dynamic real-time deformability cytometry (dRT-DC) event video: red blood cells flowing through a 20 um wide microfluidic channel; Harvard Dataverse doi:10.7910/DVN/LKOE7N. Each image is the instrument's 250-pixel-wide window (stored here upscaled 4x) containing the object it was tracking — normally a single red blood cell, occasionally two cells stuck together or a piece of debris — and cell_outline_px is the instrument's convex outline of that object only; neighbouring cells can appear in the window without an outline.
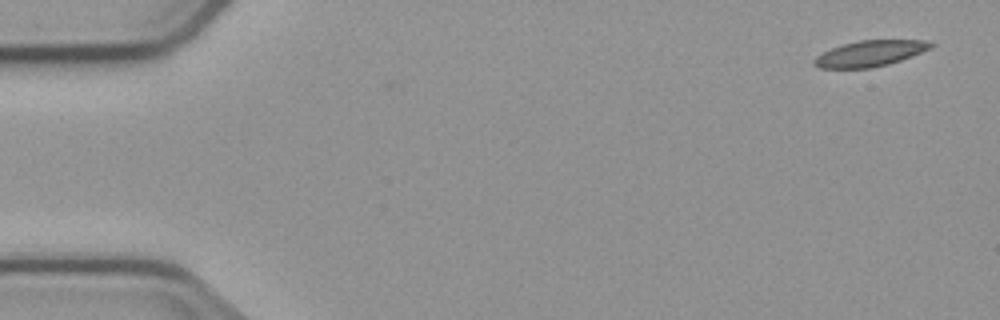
{"species": "common noctule bat (a hibernating species)", "species_latin": "Nyctalus noctula", "temperature_condition": "cold", "stored_images_in_passage": 5, "segment_of_instrument_passage": [2, 2], "camera_frame_rate_fps": 3000, "um_per_image_px": 0.085, "animal": {"sex": "male", "body_mass_g": 23.1, "forearm_length_mm": 52.7}, "frame": {"image": 1, "passage_image": 5, "time_ms": 6.333, "image_size_px": [1000, 320], "cell_outline_px": [[936, 44], [912, 56], [888, 64], [872, 68], [820, 68], [812, 64], [812, 60], [816, 56], [832, 48], [844, 44], [860, 40], [924, 40]], "centroid_in_image_um": [73.91, 4.55], "position_along_channel_um": 11.1, "area_um2": 17.4}}